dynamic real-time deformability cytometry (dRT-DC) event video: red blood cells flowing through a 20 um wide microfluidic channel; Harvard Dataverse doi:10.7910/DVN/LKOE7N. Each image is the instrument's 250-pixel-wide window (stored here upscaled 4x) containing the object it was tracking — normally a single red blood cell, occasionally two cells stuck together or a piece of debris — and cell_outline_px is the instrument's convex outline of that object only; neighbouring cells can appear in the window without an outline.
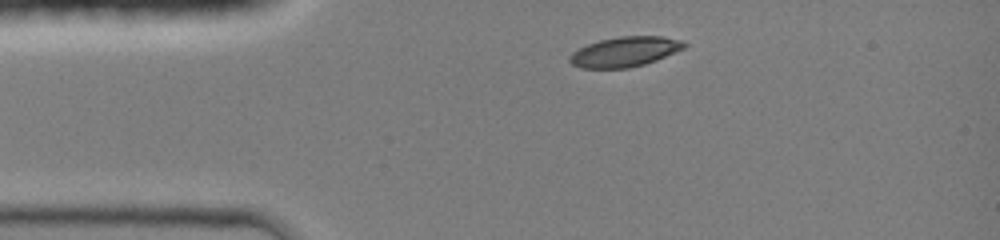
{"species": "common noctule bat (a hibernating species)", "species_latin": "Nyctalus noctula", "temperature_condition": "room temperature", "stored_images_in_passage": 33, "camera_frame_rate_fps": 3000, "um_per_image_px": 0.085, "animal": {"sex": "female", "body_mass_g": 19.0, "forearm_length_mm": 51.5}, "frame": {"image": 1, "passage_image": 1, "time_ms": 0.0, "image_size_px": [1000, 240], "cell_outline_px": [[688, 44], [684, 48], [656, 60], [644, 64], [628, 68], [580, 68], [572, 64], [568, 60], [568, 56], [572, 52], [588, 44], [600, 40], [620, 36], [664, 36], [680, 40]], "centroid_in_image_um": [53.09, 4.4], "position_along_channel_um": 31.9, "area_um2": 19.94}}
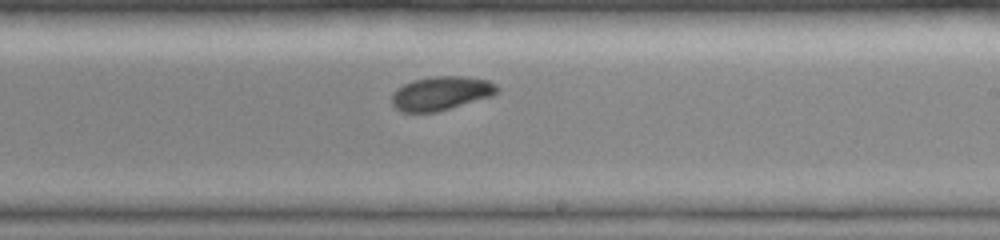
{"frame": {"image": 2, "passage_image": 19, "time_ms": 6.0, "image_size_px": [1000, 240], "cell_outline_px": [[500, 88], [492, 96], [436, 112], [400, 112], [392, 104], [392, 92], [396, 88], [412, 80], [432, 76], [464, 76], [488, 80], [496, 84]], "centroid_in_image_um": [37.47, 7.92], "position_along_channel_um": 251.5, "area_um2": 20.87}}
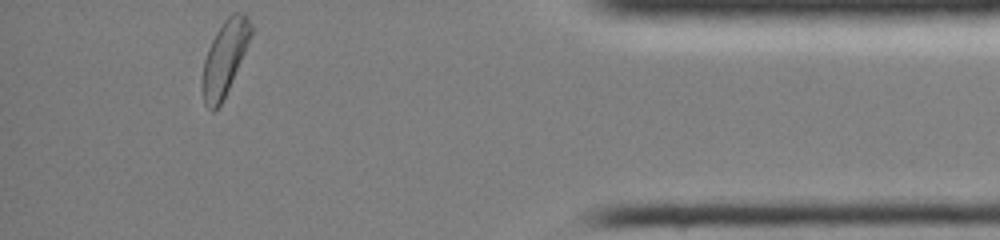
{"frame": {"image": 3, "passage_image": 33, "time_ms": 10.667, "image_size_px": [1000, 240], "cell_outline_px": [[252, 32], [244, 52], [228, 88], [220, 104], [212, 112], [204, 104], [200, 88], [200, 80], [204, 60], [208, 48], [216, 32], [224, 20], [232, 12], [244, 12], [248, 16], [252, 28]], "centroid_in_image_um": [19.05, 4.92], "position_along_channel_um": 416.2, "area_um2": 20.92}, "authors_computed_cell_mechanics": {"area_um2": 20.9236, "velocity_mm_per_s": 4.2501, "shape_relaxation_time_tau1_ms": 2.1991, "shape_relaxation_time_tau2_ms": null, "deformation_change_tau1": 0.1014, "deformation_change_tau2": null}}